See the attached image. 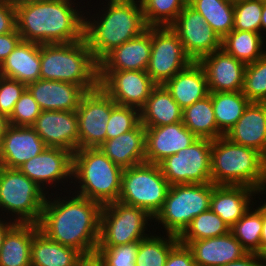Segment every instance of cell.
<instances>
[{"label":"cell","instance_id":"6da1fadb","mask_svg":"<svg viewBox=\"0 0 266 266\" xmlns=\"http://www.w3.org/2000/svg\"><path fill=\"white\" fill-rule=\"evenodd\" d=\"M66 191L70 193L64 197L57 194V190L53 191L55 193L51 191L52 195L47 194L37 223L39 231L57 243L80 251L84 256L96 254L102 205L70 189Z\"/></svg>","mask_w":266,"mask_h":266},{"label":"cell","instance_id":"7a4b0ae2","mask_svg":"<svg viewBox=\"0 0 266 266\" xmlns=\"http://www.w3.org/2000/svg\"><path fill=\"white\" fill-rule=\"evenodd\" d=\"M80 3L73 0H41L16 6V24L21 39L38 44L70 43L84 39L85 12Z\"/></svg>","mask_w":266,"mask_h":266},{"label":"cell","instance_id":"3957f363","mask_svg":"<svg viewBox=\"0 0 266 266\" xmlns=\"http://www.w3.org/2000/svg\"><path fill=\"white\" fill-rule=\"evenodd\" d=\"M96 14L85 10L84 39L99 62L112 49L148 29L140 0H105ZM89 13V14H88ZM97 16V17H96ZM97 18V19H96Z\"/></svg>","mask_w":266,"mask_h":266},{"label":"cell","instance_id":"277c9868","mask_svg":"<svg viewBox=\"0 0 266 266\" xmlns=\"http://www.w3.org/2000/svg\"><path fill=\"white\" fill-rule=\"evenodd\" d=\"M210 162L214 185L247 186L266 194V158L257 150L222 136L212 140Z\"/></svg>","mask_w":266,"mask_h":266},{"label":"cell","instance_id":"5b68a950","mask_svg":"<svg viewBox=\"0 0 266 266\" xmlns=\"http://www.w3.org/2000/svg\"><path fill=\"white\" fill-rule=\"evenodd\" d=\"M40 79L79 85L86 92L99 86L98 62L85 39L40 44Z\"/></svg>","mask_w":266,"mask_h":266},{"label":"cell","instance_id":"8992f818","mask_svg":"<svg viewBox=\"0 0 266 266\" xmlns=\"http://www.w3.org/2000/svg\"><path fill=\"white\" fill-rule=\"evenodd\" d=\"M122 172L123 168L113 163L99 147L78 149L73 153L74 189L72 186L61 189L65 193L66 189L74 190V193L103 206L118 201Z\"/></svg>","mask_w":266,"mask_h":266},{"label":"cell","instance_id":"52a82bcc","mask_svg":"<svg viewBox=\"0 0 266 266\" xmlns=\"http://www.w3.org/2000/svg\"><path fill=\"white\" fill-rule=\"evenodd\" d=\"M212 182L170 185L163 207L154 217L163 234L180 236L200 213L210 209ZM165 232V233H164Z\"/></svg>","mask_w":266,"mask_h":266},{"label":"cell","instance_id":"ba28073f","mask_svg":"<svg viewBox=\"0 0 266 266\" xmlns=\"http://www.w3.org/2000/svg\"><path fill=\"white\" fill-rule=\"evenodd\" d=\"M46 197L45 191L19 169L0 166V211H4L0 217L15 223L37 224Z\"/></svg>","mask_w":266,"mask_h":266},{"label":"cell","instance_id":"9c48e42d","mask_svg":"<svg viewBox=\"0 0 266 266\" xmlns=\"http://www.w3.org/2000/svg\"><path fill=\"white\" fill-rule=\"evenodd\" d=\"M169 188L159 164L145 162L123 169L118 201L144 209L154 218L163 207Z\"/></svg>","mask_w":266,"mask_h":266},{"label":"cell","instance_id":"30bf717a","mask_svg":"<svg viewBox=\"0 0 266 266\" xmlns=\"http://www.w3.org/2000/svg\"><path fill=\"white\" fill-rule=\"evenodd\" d=\"M152 220L154 218L144 209L120 201L105 204L101 209L98 246H118L139 242L151 235L148 227L157 224L149 223V221L153 222Z\"/></svg>","mask_w":266,"mask_h":266},{"label":"cell","instance_id":"8fae6325","mask_svg":"<svg viewBox=\"0 0 266 266\" xmlns=\"http://www.w3.org/2000/svg\"><path fill=\"white\" fill-rule=\"evenodd\" d=\"M211 149L212 140L198 138L189 147L159 163L163 176L170 185L212 182Z\"/></svg>","mask_w":266,"mask_h":266},{"label":"cell","instance_id":"7c38bea8","mask_svg":"<svg viewBox=\"0 0 266 266\" xmlns=\"http://www.w3.org/2000/svg\"><path fill=\"white\" fill-rule=\"evenodd\" d=\"M191 62L169 26L151 27V55L146 72L156 85H164Z\"/></svg>","mask_w":266,"mask_h":266},{"label":"cell","instance_id":"4fadbf2b","mask_svg":"<svg viewBox=\"0 0 266 266\" xmlns=\"http://www.w3.org/2000/svg\"><path fill=\"white\" fill-rule=\"evenodd\" d=\"M117 103L100 87L87 91L76 110L79 149L97 148L106 141L107 121Z\"/></svg>","mask_w":266,"mask_h":266},{"label":"cell","instance_id":"5bb4252c","mask_svg":"<svg viewBox=\"0 0 266 266\" xmlns=\"http://www.w3.org/2000/svg\"><path fill=\"white\" fill-rule=\"evenodd\" d=\"M72 168L73 153L71 151L46 147L40 154L26 161L18 169L40 186L46 194H49L51 188L53 191L59 186L61 187L59 184H62L63 187L68 184L66 183L68 181L70 184L66 185L67 187L72 184Z\"/></svg>","mask_w":266,"mask_h":266},{"label":"cell","instance_id":"9a60e30c","mask_svg":"<svg viewBox=\"0 0 266 266\" xmlns=\"http://www.w3.org/2000/svg\"><path fill=\"white\" fill-rule=\"evenodd\" d=\"M169 27L177 34L185 53L194 62L221 49L220 37L204 17L188 4Z\"/></svg>","mask_w":266,"mask_h":266},{"label":"cell","instance_id":"2e32d148","mask_svg":"<svg viewBox=\"0 0 266 266\" xmlns=\"http://www.w3.org/2000/svg\"><path fill=\"white\" fill-rule=\"evenodd\" d=\"M99 86L118 104L141 109L156 84L146 71H98Z\"/></svg>","mask_w":266,"mask_h":266},{"label":"cell","instance_id":"e0dca14e","mask_svg":"<svg viewBox=\"0 0 266 266\" xmlns=\"http://www.w3.org/2000/svg\"><path fill=\"white\" fill-rule=\"evenodd\" d=\"M31 127L47 147L63 148L72 153L79 149L76 111H42Z\"/></svg>","mask_w":266,"mask_h":266},{"label":"cell","instance_id":"ac0fdd59","mask_svg":"<svg viewBox=\"0 0 266 266\" xmlns=\"http://www.w3.org/2000/svg\"><path fill=\"white\" fill-rule=\"evenodd\" d=\"M209 92L242 91L246 66L222 48L201 58Z\"/></svg>","mask_w":266,"mask_h":266},{"label":"cell","instance_id":"d6986e66","mask_svg":"<svg viewBox=\"0 0 266 266\" xmlns=\"http://www.w3.org/2000/svg\"><path fill=\"white\" fill-rule=\"evenodd\" d=\"M197 139L182 121L165 126L145 127L146 163L159 164L166 157L189 147Z\"/></svg>","mask_w":266,"mask_h":266},{"label":"cell","instance_id":"ffe728a7","mask_svg":"<svg viewBox=\"0 0 266 266\" xmlns=\"http://www.w3.org/2000/svg\"><path fill=\"white\" fill-rule=\"evenodd\" d=\"M46 147L31 126L10 125L0 142V166L18 169Z\"/></svg>","mask_w":266,"mask_h":266},{"label":"cell","instance_id":"44dd1931","mask_svg":"<svg viewBox=\"0 0 266 266\" xmlns=\"http://www.w3.org/2000/svg\"><path fill=\"white\" fill-rule=\"evenodd\" d=\"M151 55V27L112 49L98 62V71H146Z\"/></svg>","mask_w":266,"mask_h":266},{"label":"cell","instance_id":"7402d4cb","mask_svg":"<svg viewBox=\"0 0 266 266\" xmlns=\"http://www.w3.org/2000/svg\"><path fill=\"white\" fill-rule=\"evenodd\" d=\"M27 90L42 111H76L86 93L76 84L43 79L29 83Z\"/></svg>","mask_w":266,"mask_h":266},{"label":"cell","instance_id":"603a6c76","mask_svg":"<svg viewBox=\"0 0 266 266\" xmlns=\"http://www.w3.org/2000/svg\"><path fill=\"white\" fill-rule=\"evenodd\" d=\"M225 137L257 150L266 158V103L250 102Z\"/></svg>","mask_w":266,"mask_h":266},{"label":"cell","instance_id":"cb8c5ba5","mask_svg":"<svg viewBox=\"0 0 266 266\" xmlns=\"http://www.w3.org/2000/svg\"><path fill=\"white\" fill-rule=\"evenodd\" d=\"M256 195L258 191L247 186L214 185L210 209L231 228L251 206L257 205Z\"/></svg>","mask_w":266,"mask_h":266},{"label":"cell","instance_id":"d4e9b609","mask_svg":"<svg viewBox=\"0 0 266 266\" xmlns=\"http://www.w3.org/2000/svg\"><path fill=\"white\" fill-rule=\"evenodd\" d=\"M187 247L196 266H222L248 253L230 231L223 236L191 241Z\"/></svg>","mask_w":266,"mask_h":266},{"label":"cell","instance_id":"484cf974","mask_svg":"<svg viewBox=\"0 0 266 266\" xmlns=\"http://www.w3.org/2000/svg\"><path fill=\"white\" fill-rule=\"evenodd\" d=\"M164 86L182 110L209 95L204 69L194 61L176 73Z\"/></svg>","mask_w":266,"mask_h":266},{"label":"cell","instance_id":"4316f807","mask_svg":"<svg viewBox=\"0 0 266 266\" xmlns=\"http://www.w3.org/2000/svg\"><path fill=\"white\" fill-rule=\"evenodd\" d=\"M40 44L21 40L0 65V76L28 85L40 79Z\"/></svg>","mask_w":266,"mask_h":266},{"label":"cell","instance_id":"83f0119b","mask_svg":"<svg viewBox=\"0 0 266 266\" xmlns=\"http://www.w3.org/2000/svg\"><path fill=\"white\" fill-rule=\"evenodd\" d=\"M99 148L123 169L145 163V127L139 123L133 130L107 139Z\"/></svg>","mask_w":266,"mask_h":266},{"label":"cell","instance_id":"f1b7e54d","mask_svg":"<svg viewBox=\"0 0 266 266\" xmlns=\"http://www.w3.org/2000/svg\"><path fill=\"white\" fill-rule=\"evenodd\" d=\"M178 103L164 85H156L140 109V123L144 127L171 125L182 121Z\"/></svg>","mask_w":266,"mask_h":266},{"label":"cell","instance_id":"f546056e","mask_svg":"<svg viewBox=\"0 0 266 266\" xmlns=\"http://www.w3.org/2000/svg\"><path fill=\"white\" fill-rule=\"evenodd\" d=\"M38 230L37 224L15 223L4 237L0 266H31V245Z\"/></svg>","mask_w":266,"mask_h":266},{"label":"cell","instance_id":"4dcf8cb0","mask_svg":"<svg viewBox=\"0 0 266 266\" xmlns=\"http://www.w3.org/2000/svg\"><path fill=\"white\" fill-rule=\"evenodd\" d=\"M83 254L46 237L41 231L33 236L31 266H76Z\"/></svg>","mask_w":266,"mask_h":266},{"label":"cell","instance_id":"1f68e13d","mask_svg":"<svg viewBox=\"0 0 266 266\" xmlns=\"http://www.w3.org/2000/svg\"><path fill=\"white\" fill-rule=\"evenodd\" d=\"M265 40L266 38L261 33L233 29L221 40V48L235 59L248 65L266 53Z\"/></svg>","mask_w":266,"mask_h":266},{"label":"cell","instance_id":"d6a6232c","mask_svg":"<svg viewBox=\"0 0 266 266\" xmlns=\"http://www.w3.org/2000/svg\"><path fill=\"white\" fill-rule=\"evenodd\" d=\"M182 122L197 138L215 140L224 136L217 127L210 94L185 108Z\"/></svg>","mask_w":266,"mask_h":266},{"label":"cell","instance_id":"836d02e7","mask_svg":"<svg viewBox=\"0 0 266 266\" xmlns=\"http://www.w3.org/2000/svg\"><path fill=\"white\" fill-rule=\"evenodd\" d=\"M188 5L200 13L222 40L234 28V1L188 0Z\"/></svg>","mask_w":266,"mask_h":266},{"label":"cell","instance_id":"e575fe53","mask_svg":"<svg viewBox=\"0 0 266 266\" xmlns=\"http://www.w3.org/2000/svg\"><path fill=\"white\" fill-rule=\"evenodd\" d=\"M218 130L225 136L242 116L250 101L242 93L209 92Z\"/></svg>","mask_w":266,"mask_h":266},{"label":"cell","instance_id":"d590c367","mask_svg":"<svg viewBox=\"0 0 266 266\" xmlns=\"http://www.w3.org/2000/svg\"><path fill=\"white\" fill-rule=\"evenodd\" d=\"M155 232L138 242L136 266H165L170 251L179 243L178 236L166 234L165 237Z\"/></svg>","mask_w":266,"mask_h":266},{"label":"cell","instance_id":"8d00e7d4","mask_svg":"<svg viewBox=\"0 0 266 266\" xmlns=\"http://www.w3.org/2000/svg\"><path fill=\"white\" fill-rule=\"evenodd\" d=\"M257 206L256 209L251 206L242 218L230 228V232L248 253L260 255L262 204Z\"/></svg>","mask_w":266,"mask_h":266},{"label":"cell","instance_id":"74e56055","mask_svg":"<svg viewBox=\"0 0 266 266\" xmlns=\"http://www.w3.org/2000/svg\"><path fill=\"white\" fill-rule=\"evenodd\" d=\"M230 227L211 209L196 216L179 236V242L188 245L191 241L219 237L227 234Z\"/></svg>","mask_w":266,"mask_h":266},{"label":"cell","instance_id":"f35d334b","mask_svg":"<svg viewBox=\"0 0 266 266\" xmlns=\"http://www.w3.org/2000/svg\"><path fill=\"white\" fill-rule=\"evenodd\" d=\"M145 22L149 27L170 26L188 0H140Z\"/></svg>","mask_w":266,"mask_h":266},{"label":"cell","instance_id":"ab89813d","mask_svg":"<svg viewBox=\"0 0 266 266\" xmlns=\"http://www.w3.org/2000/svg\"><path fill=\"white\" fill-rule=\"evenodd\" d=\"M242 93L250 102L266 103V53L246 66Z\"/></svg>","mask_w":266,"mask_h":266},{"label":"cell","instance_id":"60d3db41","mask_svg":"<svg viewBox=\"0 0 266 266\" xmlns=\"http://www.w3.org/2000/svg\"><path fill=\"white\" fill-rule=\"evenodd\" d=\"M263 0L234 1V30L261 33Z\"/></svg>","mask_w":266,"mask_h":266},{"label":"cell","instance_id":"b9f144b4","mask_svg":"<svg viewBox=\"0 0 266 266\" xmlns=\"http://www.w3.org/2000/svg\"><path fill=\"white\" fill-rule=\"evenodd\" d=\"M140 123V110L116 104L107 121L106 140L133 130Z\"/></svg>","mask_w":266,"mask_h":266},{"label":"cell","instance_id":"7bdbcfd3","mask_svg":"<svg viewBox=\"0 0 266 266\" xmlns=\"http://www.w3.org/2000/svg\"><path fill=\"white\" fill-rule=\"evenodd\" d=\"M138 242L118 246H98L96 254L104 266H136Z\"/></svg>","mask_w":266,"mask_h":266},{"label":"cell","instance_id":"ee69618b","mask_svg":"<svg viewBox=\"0 0 266 266\" xmlns=\"http://www.w3.org/2000/svg\"><path fill=\"white\" fill-rule=\"evenodd\" d=\"M42 110L26 89L16 102L9 118L11 126H32Z\"/></svg>","mask_w":266,"mask_h":266},{"label":"cell","instance_id":"f6af8a7d","mask_svg":"<svg viewBox=\"0 0 266 266\" xmlns=\"http://www.w3.org/2000/svg\"><path fill=\"white\" fill-rule=\"evenodd\" d=\"M26 89V84L0 76V113L9 117Z\"/></svg>","mask_w":266,"mask_h":266},{"label":"cell","instance_id":"bcb514c9","mask_svg":"<svg viewBox=\"0 0 266 266\" xmlns=\"http://www.w3.org/2000/svg\"><path fill=\"white\" fill-rule=\"evenodd\" d=\"M165 266H196L192 251L180 242L170 251Z\"/></svg>","mask_w":266,"mask_h":266},{"label":"cell","instance_id":"7dc6e473","mask_svg":"<svg viewBox=\"0 0 266 266\" xmlns=\"http://www.w3.org/2000/svg\"><path fill=\"white\" fill-rule=\"evenodd\" d=\"M16 28V7L6 0H0V35L13 32Z\"/></svg>","mask_w":266,"mask_h":266},{"label":"cell","instance_id":"c3c4849f","mask_svg":"<svg viewBox=\"0 0 266 266\" xmlns=\"http://www.w3.org/2000/svg\"><path fill=\"white\" fill-rule=\"evenodd\" d=\"M17 28L10 33L0 35V65L21 41Z\"/></svg>","mask_w":266,"mask_h":266},{"label":"cell","instance_id":"681fc988","mask_svg":"<svg viewBox=\"0 0 266 266\" xmlns=\"http://www.w3.org/2000/svg\"><path fill=\"white\" fill-rule=\"evenodd\" d=\"M222 266H266V259L257 253H247L242 258Z\"/></svg>","mask_w":266,"mask_h":266},{"label":"cell","instance_id":"f907efd6","mask_svg":"<svg viewBox=\"0 0 266 266\" xmlns=\"http://www.w3.org/2000/svg\"><path fill=\"white\" fill-rule=\"evenodd\" d=\"M260 256L266 257V208L262 205V232L260 240Z\"/></svg>","mask_w":266,"mask_h":266},{"label":"cell","instance_id":"816d5d0a","mask_svg":"<svg viewBox=\"0 0 266 266\" xmlns=\"http://www.w3.org/2000/svg\"><path fill=\"white\" fill-rule=\"evenodd\" d=\"M76 266H104V263L97 254H92L83 256Z\"/></svg>","mask_w":266,"mask_h":266},{"label":"cell","instance_id":"f5cc1de1","mask_svg":"<svg viewBox=\"0 0 266 266\" xmlns=\"http://www.w3.org/2000/svg\"><path fill=\"white\" fill-rule=\"evenodd\" d=\"M14 224V221L0 217V250L6 233Z\"/></svg>","mask_w":266,"mask_h":266},{"label":"cell","instance_id":"db71d44e","mask_svg":"<svg viewBox=\"0 0 266 266\" xmlns=\"http://www.w3.org/2000/svg\"><path fill=\"white\" fill-rule=\"evenodd\" d=\"M10 126L9 124V118L3 114L0 113V142L2 140V137L6 133L7 128Z\"/></svg>","mask_w":266,"mask_h":266},{"label":"cell","instance_id":"11a10c76","mask_svg":"<svg viewBox=\"0 0 266 266\" xmlns=\"http://www.w3.org/2000/svg\"><path fill=\"white\" fill-rule=\"evenodd\" d=\"M266 0H263V10L261 15V34L264 37L266 34Z\"/></svg>","mask_w":266,"mask_h":266},{"label":"cell","instance_id":"9f6ffc18","mask_svg":"<svg viewBox=\"0 0 266 266\" xmlns=\"http://www.w3.org/2000/svg\"><path fill=\"white\" fill-rule=\"evenodd\" d=\"M9 3H11L13 6H19L25 3H30V2H37V1H41V0H6Z\"/></svg>","mask_w":266,"mask_h":266},{"label":"cell","instance_id":"6f0895ef","mask_svg":"<svg viewBox=\"0 0 266 266\" xmlns=\"http://www.w3.org/2000/svg\"><path fill=\"white\" fill-rule=\"evenodd\" d=\"M266 199H264V202L262 201V205L266 208V202H265Z\"/></svg>","mask_w":266,"mask_h":266}]
</instances>
